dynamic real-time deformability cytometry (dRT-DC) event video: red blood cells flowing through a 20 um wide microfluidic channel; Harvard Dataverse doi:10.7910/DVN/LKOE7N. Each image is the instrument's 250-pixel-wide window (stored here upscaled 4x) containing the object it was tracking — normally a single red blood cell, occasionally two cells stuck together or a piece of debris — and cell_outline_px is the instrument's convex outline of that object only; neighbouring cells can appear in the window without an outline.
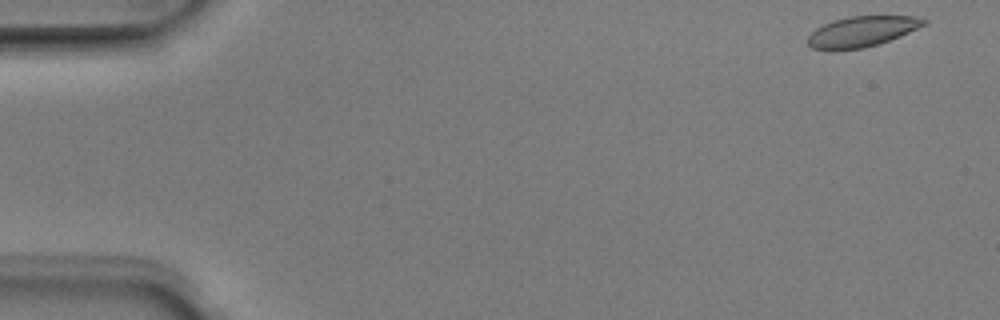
{"species": "Egyptian fruit bat (a non-hibernating species)", "species_latin": "Rousettus aegyptiacus", "temperature_condition": "room temperature", "stored_images_in_passage": 4, "camera_frame_rate_fps": 3000, "um_per_image_px": 0.085, "animal": {"sex": "male"}, "frame": {"image": 1, "passage_image": 1, "time_ms": 0.0, "image_size_px": [1000, 320], "cell_outline_px": [[928, 24], [900, 36], [864, 48], [832, 52], [812, 48], [808, 44], [808, 36], [816, 28], [824, 24], [848, 16], [916, 16], [928, 20]], "centroid_in_image_um": [73.25, 2.7], "position_along_channel_um": 11.7, "area_um2": 20.87}}
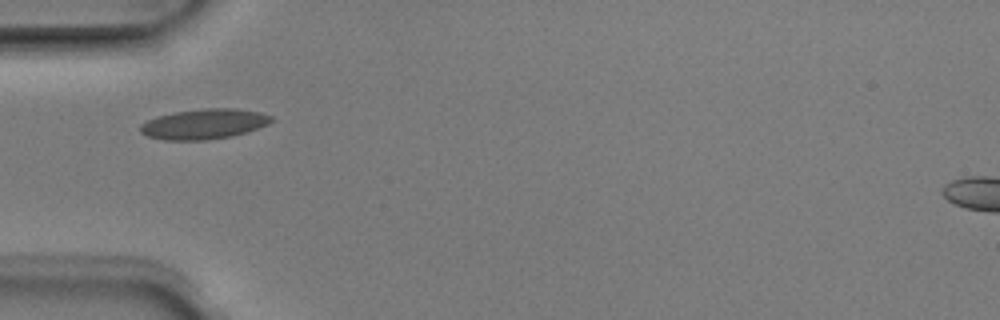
{"frame": {"image": 2, "passage_image": 4, "time_ms": 1.0, "image_size_px": [1000, 320], "cell_outline_px": [[272, 120], [268, 124], [248, 132], [232, 136], [208, 140], [164, 140], [148, 136], [140, 132], [140, 124], [156, 116], [172, 112], [204, 108], [236, 108], [260, 112], [272, 116]], "centroid_in_image_um": [17.34, 10.53], "position_along_channel_um": 67.7, "area_um2": 23.24}}